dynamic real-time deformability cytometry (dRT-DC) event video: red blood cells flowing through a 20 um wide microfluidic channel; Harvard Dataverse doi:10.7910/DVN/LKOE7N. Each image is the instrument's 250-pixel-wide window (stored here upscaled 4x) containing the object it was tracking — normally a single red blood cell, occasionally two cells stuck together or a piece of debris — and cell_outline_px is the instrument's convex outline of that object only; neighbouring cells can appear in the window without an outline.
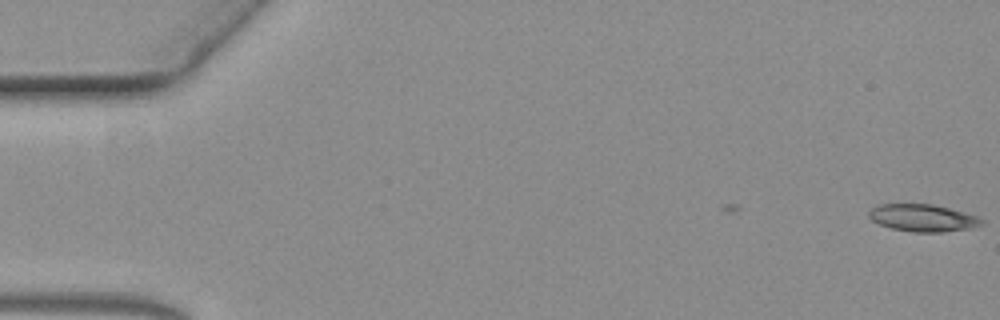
{"species": "common noctule bat (a hibernating species)", "species_latin": "Nyctalus noctula", "temperature_condition": "warm", "stored_images_in_passage": 4, "camera_frame_rate_fps": 3000, "um_per_image_px": 0.085, "animal": {"sex": "female", "body_mass_g": 19.3, "forearm_length_mm": 54.1}, "frame": {"image": 1, "passage_image": 4, "time_ms": 1.0, "image_size_px": [1000, 320], "cell_outline_px": [[984, 224], [972, 228], [944, 232], [912, 232], [892, 228], [880, 224], [872, 220], [868, 216], [868, 212], [876, 204], [932, 204], [980, 216], [984, 220]], "centroid_in_image_um": [78.47, 18.52], "position_along_channel_um": 6.5, "area_um2": 18.03}}